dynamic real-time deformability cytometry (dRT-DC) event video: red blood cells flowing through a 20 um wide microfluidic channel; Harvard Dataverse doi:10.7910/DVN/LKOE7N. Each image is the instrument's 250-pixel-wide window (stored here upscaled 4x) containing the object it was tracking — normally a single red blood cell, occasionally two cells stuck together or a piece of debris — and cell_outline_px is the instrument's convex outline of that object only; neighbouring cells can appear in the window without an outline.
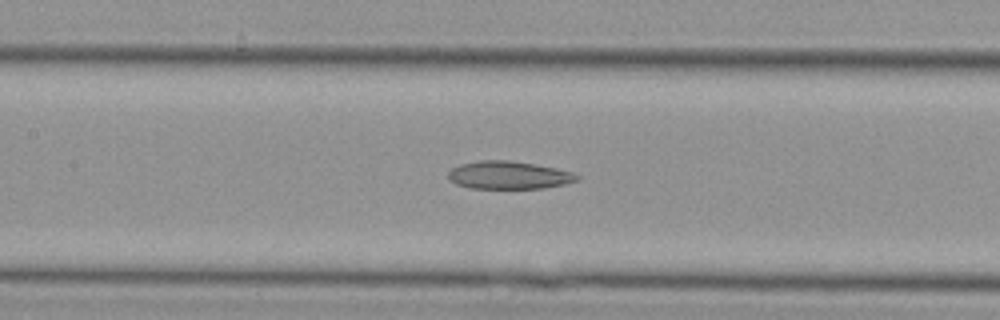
{"species": "Egyptian fruit bat (a non-hibernating species)", "species_latin": "Rousettus aegyptiacus", "temperature_condition": "cold", "stored_images_in_passage": 38, "camera_frame_rate_fps": 3000, "um_per_image_px": 0.085, "animal": {"sex": "female"}, "frame": {"image": 1, "passage_image": 18, "time_ms": 5.667, "image_size_px": [1000, 320], "cell_outline_px": [[580, 180], [564, 184], [544, 188], [472, 188], [456, 184], [448, 180], [448, 172], [452, 168], [460, 164], [480, 160], [508, 160], [536, 164], [556, 168], [572, 172], [580, 176]], "centroid_in_image_um": [43.25, 14.88], "position_along_channel_um": 164.2, "area_um2": 20.98}}
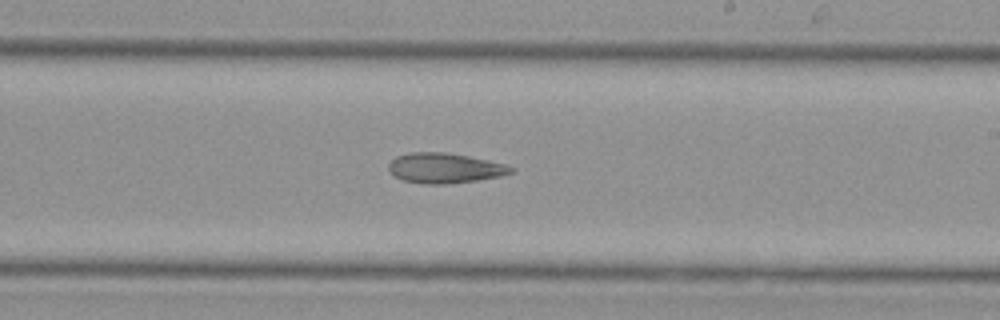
{"frame": {"image": 2, "passage_image": 23, "time_ms": 7.333, "image_size_px": [1000, 320], "cell_outline_px": [[516, 172], [500, 176], [476, 180], [444, 184], [424, 184], [404, 180], [388, 172], [388, 164], [396, 156], [408, 152], [444, 152], [468, 156], [488, 160], [504, 164], [516, 168]], "centroid_in_image_um": [37.8, 14.28], "position_along_channel_um": 251.2, "area_um2": 21.5}}
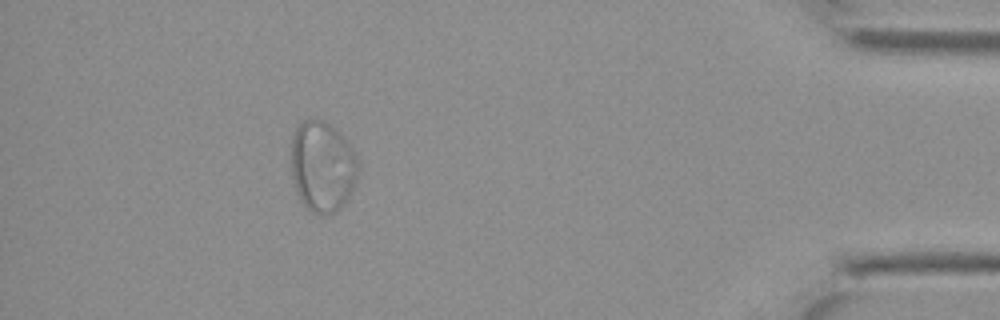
{"frame": {"image": 3, "passage_image": 35, "time_ms": 11.333, "image_size_px": [1000, 320], "cell_outline_px": [[360, 172], [352, 192], [344, 204], [340, 208], [332, 212], [320, 216], [312, 212], [300, 200], [292, 176], [292, 136], [296, 124], [304, 120], [316, 116], [324, 120], [340, 132], [352, 148], [360, 160]], "centroid_in_image_um": [27.44, 14.11], "position_along_channel_um": 407.8, "area_um2": 36.24}}